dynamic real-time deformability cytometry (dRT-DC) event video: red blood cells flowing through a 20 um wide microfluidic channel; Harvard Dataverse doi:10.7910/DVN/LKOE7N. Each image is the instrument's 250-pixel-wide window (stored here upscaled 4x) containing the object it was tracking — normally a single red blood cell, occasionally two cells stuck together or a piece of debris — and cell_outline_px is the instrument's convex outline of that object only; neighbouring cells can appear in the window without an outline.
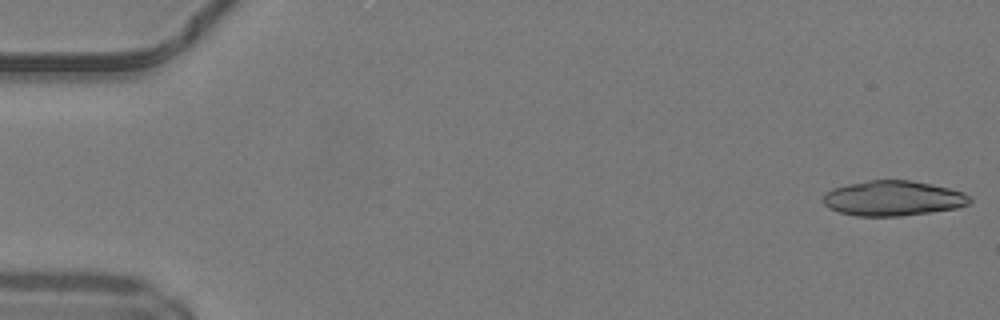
{"species": "common noctule bat (a hibernating species)", "species_latin": "Nyctalus noctula", "temperature_condition": "warm", "stored_images_in_passage": 44, "camera_frame_rate_fps": 3000, "um_per_image_px": 0.085, "animal": {"sex": "male", "body_mass_g": 19.2, "forearm_length_mm": 51.8}, "frame": {"image": 1, "passage_image": 1, "time_ms": 0.0, "image_size_px": [1000, 320], "cell_outline_px": [[972, 200], [968, 204], [956, 208], [900, 216], [856, 216], [840, 212], [828, 208], [820, 200], [824, 192], [832, 188], [848, 184], [868, 180], [912, 180], [932, 184], [964, 192], [972, 196]], "centroid_in_image_um": [75.87, 16.85], "position_along_channel_um": 9.1, "area_um2": 30.23}}
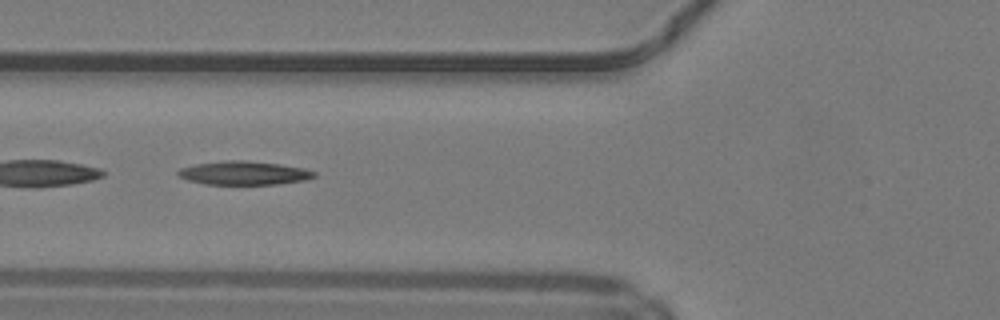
{"frame": {"image": 2, "passage_image": 19, "time_ms": 6.0, "image_size_px": [1000, 320], "cell_outline_px": [[316, 176], [304, 180], [280, 184], [204, 184], [188, 180], [180, 176], [176, 172], [180, 168], [196, 164], [228, 160], [244, 160], [276, 164], [304, 168], [316, 172]], "centroid_in_image_um": [20.73, 14.71], "position_along_channel_um": 105.1, "area_um2": 18.55}}
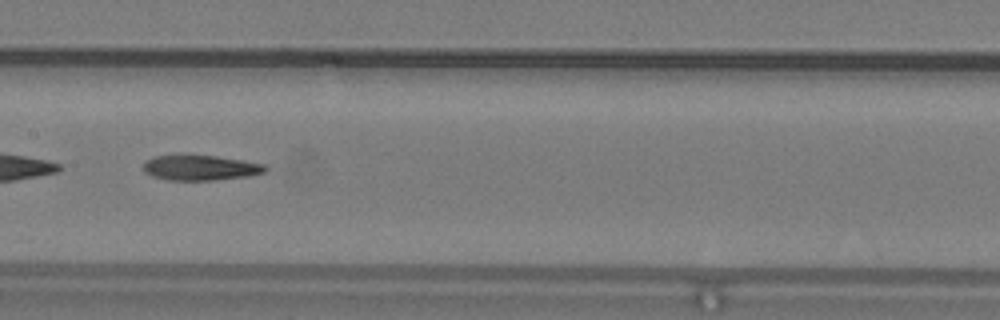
{"frame": {"image": 3, "passage_image": 25, "time_ms": 8.0, "image_size_px": [1000, 320], "cell_outline_px": [[268, 168], [264, 172], [248, 176], [216, 180], [168, 180], [152, 176], [144, 172], [144, 160], [152, 156], [216, 156], [264, 164]], "centroid_in_image_um": [17.01, 14.27], "position_along_channel_um": 190.4, "area_um2": 17.69}, "authors_computed_cell_mechanics": {"area_um2": 19.2763, "velocity_mm_per_s": 4.2463, "shape_relaxation_time_tau1_ms": 10.7282, "shape_relaxation_time_tau2_ms": 9.8763, "deformation_change_tau1": 0.2958, "deformation_change_tau2": 0.2628}}